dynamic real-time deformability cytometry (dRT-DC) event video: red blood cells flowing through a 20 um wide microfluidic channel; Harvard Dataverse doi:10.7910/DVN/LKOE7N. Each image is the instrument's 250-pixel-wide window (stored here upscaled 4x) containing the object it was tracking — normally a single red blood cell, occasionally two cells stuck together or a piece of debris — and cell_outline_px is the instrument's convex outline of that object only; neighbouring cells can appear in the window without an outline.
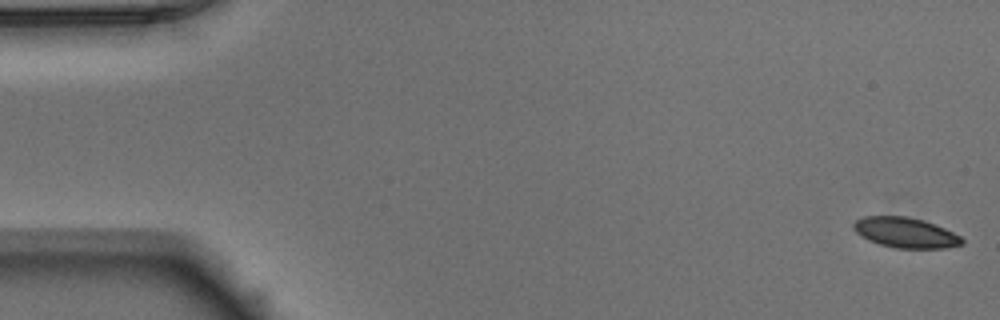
{"species": "Egyptian fruit bat (a non-hibernating species)", "species_latin": "Rousettus aegyptiacus", "temperature_condition": "warm", "stored_images_in_passage": 51, "camera_frame_rate_fps": 3000, "um_per_image_px": 0.085, "animal": {"sex": "male"}, "frame": {"image": 1, "passage_image": 1, "time_ms": 0.0, "image_size_px": [1000, 320], "cell_outline_px": [[964, 244], [944, 248], [896, 248], [880, 244], [868, 240], [860, 236], [852, 228], [852, 224], [856, 220], [864, 216], [908, 216], [924, 220], [936, 224], [960, 236], [964, 240]], "centroid_in_image_um": [76.95, 19.76], "position_along_channel_um": 8.0, "area_um2": 19.25}}
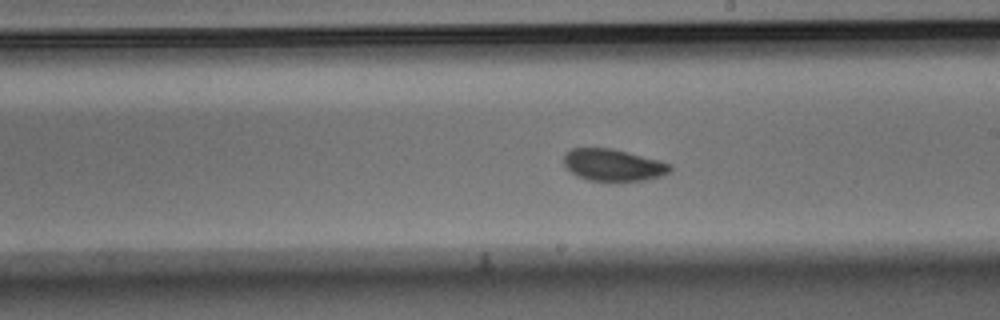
{"frame": {"image": 2, "passage_image": 29, "time_ms": 9.333, "image_size_px": [1000, 320], "cell_outline_px": [[672, 168], [668, 172], [660, 176], [644, 180], [588, 180], [576, 176], [564, 164], [564, 156], [572, 148], [612, 148], [628, 152], [672, 164]], "centroid_in_image_um": [52.11, 14.01], "position_along_channel_um": 236.9, "area_um2": 19.42}}
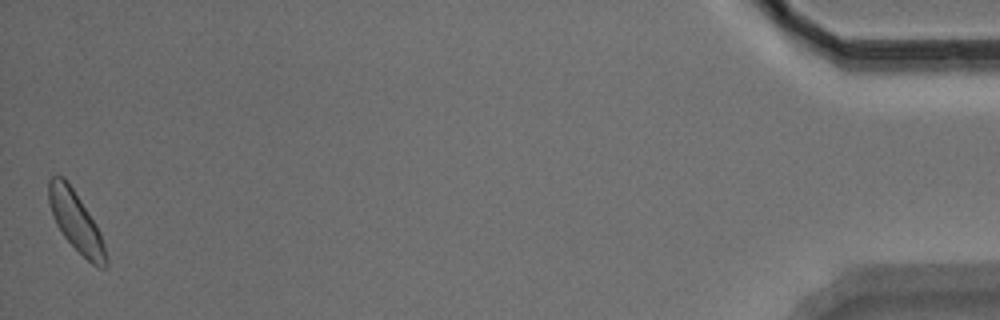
{"frame": {"image": 3, "passage_image": 51, "time_ms": 16.667, "image_size_px": [1000, 320], "cell_outline_px": [[108, 264], [104, 268], [100, 268], [92, 264], [64, 236], [56, 224], [52, 216], [48, 200], [48, 180], [52, 176], [64, 176], [68, 180], [96, 224], [100, 232], [104, 244], [108, 260]], "centroid_in_image_um": [6.45, 18.8], "position_along_channel_um": 428.8, "area_um2": 19.88}, "authors_computed_cell_mechanics": {"area_um2": 19.8832, "velocity_mm_per_s": 3.9105, "shape_relaxation_time_tau1_ms": 3.0332, "shape_relaxation_time_tau2_ms": 3.5163, "deformation_change_tau1": 0.0724, "deformation_change_tau2": 0.0605}}